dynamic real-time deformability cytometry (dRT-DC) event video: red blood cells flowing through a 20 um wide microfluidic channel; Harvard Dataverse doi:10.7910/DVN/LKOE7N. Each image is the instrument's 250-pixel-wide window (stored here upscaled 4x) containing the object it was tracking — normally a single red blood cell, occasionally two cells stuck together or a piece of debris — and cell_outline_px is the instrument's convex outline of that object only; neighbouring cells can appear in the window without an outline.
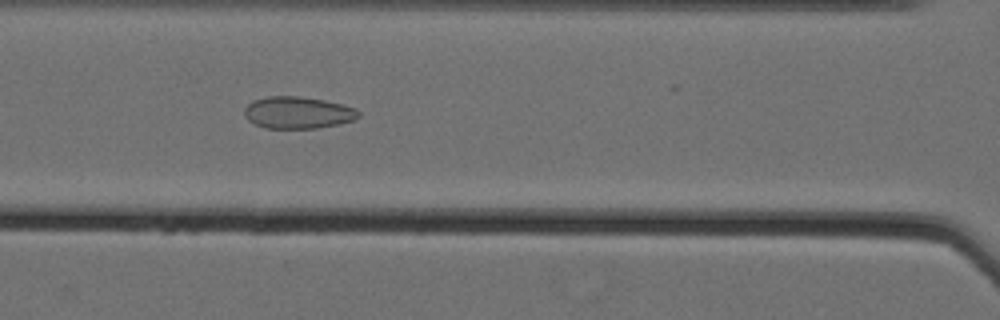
{"species": "Egyptian fruit bat (a non-hibernating species)", "species_latin": "Rousettus aegyptiacus", "temperature_condition": "cold", "stored_images_in_passage": 42, "camera_frame_rate_fps": 3000, "um_per_image_px": 0.085, "animal": {"sex": "female"}, "frame": {"image": 1, "passage_image": 16, "time_ms": 5.0, "image_size_px": [1000, 320], "cell_outline_px": [[360, 116], [352, 120], [340, 124], [316, 128], [264, 128], [248, 120], [244, 116], [244, 108], [248, 104], [256, 100], [268, 96], [296, 96], [324, 100], [356, 108], [360, 112]], "centroid_in_image_um": [25.32, 9.58], "position_along_channel_um": 141.3, "area_um2": 21.15}}
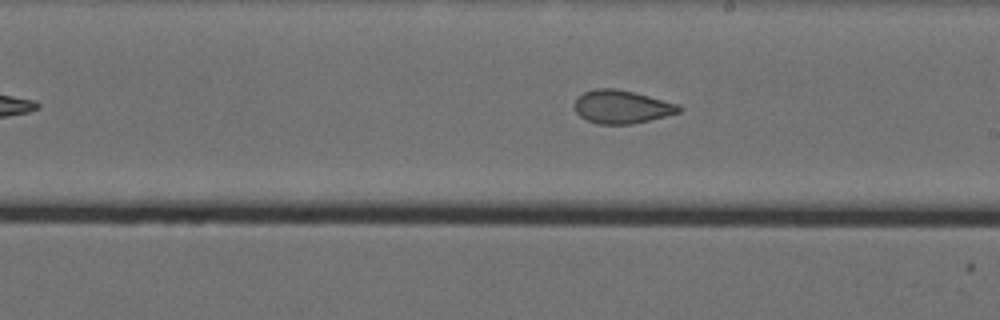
{"frame": {"image": 2, "passage_image": 24, "time_ms": 7.667, "image_size_px": [1000, 320], "cell_outline_px": [[684, 108], [680, 112], [632, 124], [596, 124], [580, 116], [576, 112], [572, 104], [576, 96], [584, 92], [596, 88], [616, 88], [680, 104]], "centroid_in_image_um": [52.81, 9.07], "position_along_channel_um": 236.2, "area_um2": 20.35}}
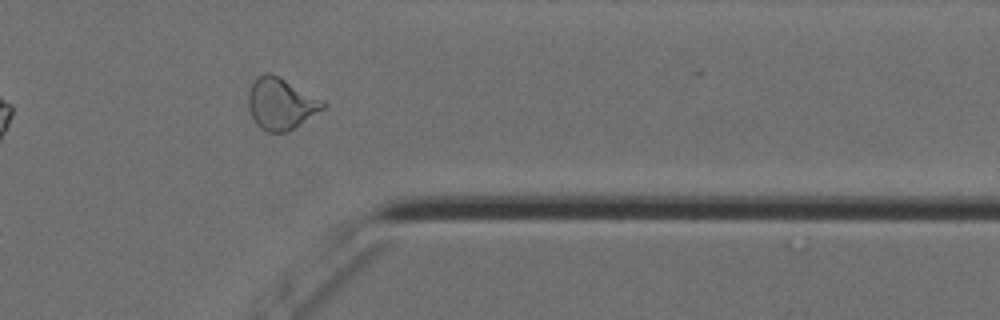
{"frame": {"image": 3, "passage_image": 37, "time_ms": 12.0, "image_size_px": [1000, 320], "cell_outline_px": [[328, 104], [324, 108], [288, 132], [268, 132], [260, 128], [256, 124], [248, 108], [248, 92], [256, 76], [264, 72], [272, 72], [324, 100]], "centroid_in_image_um": [23.87, 8.79], "position_along_channel_um": 387.5, "area_um2": 22.66}, "authors_computed_cell_mechanics": {"area_um2": 21.0103, "velocity_mm_per_s": 3.5618, "shape_relaxation_time_tau1_ms": null, "shape_relaxation_time_tau2_ms": 1.7693, "deformation_change_tau1": null, "deformation_change_tau2": 0.0572}}